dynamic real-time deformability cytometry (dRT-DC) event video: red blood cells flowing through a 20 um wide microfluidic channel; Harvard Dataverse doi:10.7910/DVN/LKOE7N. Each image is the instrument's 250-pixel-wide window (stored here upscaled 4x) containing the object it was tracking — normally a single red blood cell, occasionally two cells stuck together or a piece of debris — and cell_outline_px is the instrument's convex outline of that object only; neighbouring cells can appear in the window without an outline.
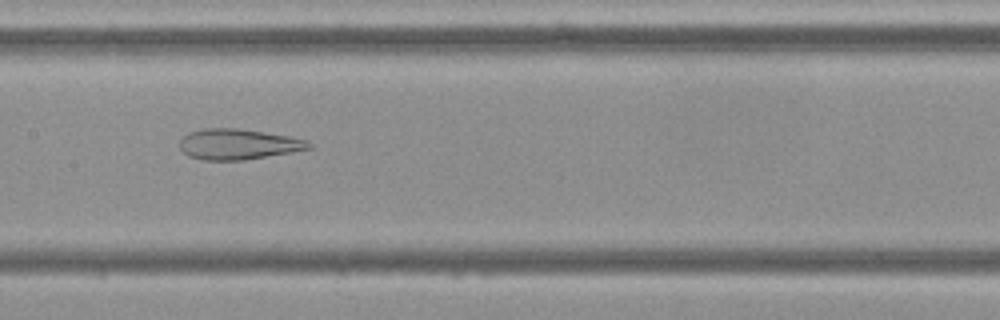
{"species": "Egyptian fruit bat (a non-hibernating species)", "species_latin": "Rousettus aegyptiacus", "temperature_condition": "cold", "stored_images_in_passage": 54, "camera_frame_rate_fps": 3000, "um_per_image_px": 0.085, "frame": {"image": 1, "passage_image": 26, "time_ms": 8.333, "image_size_px": [1000, 320], "cell_outline_px": [[312, 148], [292, 152], [244, 160], [204, 160], [188, 156], [180, 148], [180, 140], [188, 132], [204, 128], [236, 128], [264, 132], [288, 136], [308, 140], [312, 144]], "centroid_in_image_um": [20.25, 12.26], "position_along_channel_um": 187.2, "area_um2": 23.0}}
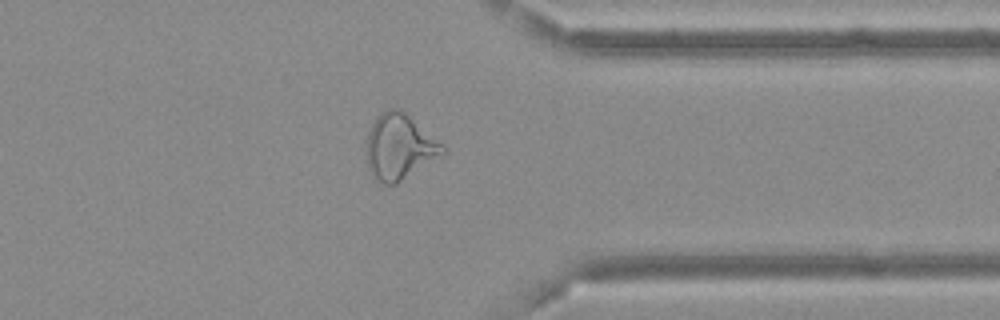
{"frame": {"image": 2, "passage_image": 42, "time_ms": 13.667, "image_size_px": [1000, 320], "cell_outline_px": [[448, 152], [444, 156], [396, 184], [384, 184], [372, 176], [368, 168], [364, 148], [368, 132], [376, 116], [380, 112], [388, 108], [400, 108], [448, 148]], "centroid_in_image_um": [33.96, 12.49], "position_along_channel_um": 377.4, "area_um2": 29.88}}
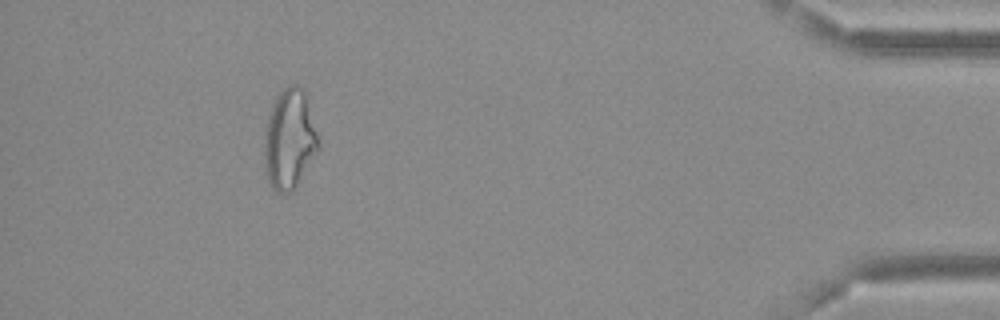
{"frame": {"image": 3, "passage_image": 49, "time_ms": 16.0, "image_size_px": [1000, 320], "cell_outline_px": [[320, 148], [296, 184], [288, 192], [276, 192], [272, 188], [268, 180], [264, 164], [264, 136], [268, 116], [272, 104], [276, 96], [288, 84], [296, 84], [304, 88], [320, 144]], "centroid_in_image_um": [24.59, 11.79], "position_along_channel_um": 410.6, "area_um2": 31.33}}